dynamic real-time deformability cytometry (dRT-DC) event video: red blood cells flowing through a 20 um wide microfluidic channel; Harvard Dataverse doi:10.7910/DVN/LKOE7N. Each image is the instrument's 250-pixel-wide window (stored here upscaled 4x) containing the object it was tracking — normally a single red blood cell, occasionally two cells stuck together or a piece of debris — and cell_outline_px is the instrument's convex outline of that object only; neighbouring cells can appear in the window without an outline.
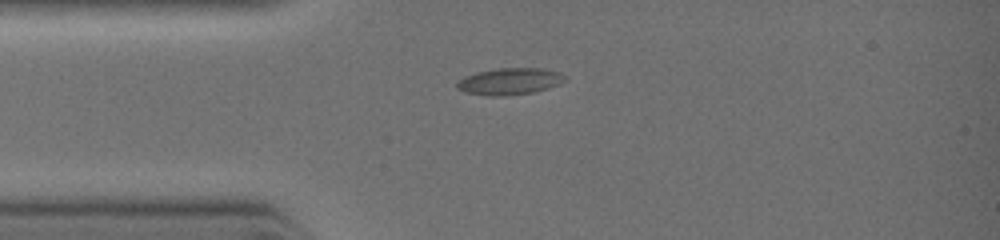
{"species": "common noctule bat (a hibernating species)", "species_latin": "Nyctalus noctula", "temperature_condition": "warm", "stored_images_in_passage": 4, "camera_frame_rate_fps": 3000, "um_per_image_px": 0.085, "animal": {"sex": "female", "body_mass_g": 19.0, "forearm_length_mm": 51.5}, "frame": {"image": 1, "passage_image": 1, "time_ms": 0.0, "image_size_px": [1000, 240], "cell_outline_px": [[568, 80], [560, 84], [536, 92], [504, 96], [488, 96], [464, 92], [456, 88], [456, 84], [464, 76], [476, 72], [500, 68], [540, 68], [560, 72]], "centroid_in_image_um": [43.33, 6.92], "position_along_channel_um": 41.7, "area_um2": 16.99}}